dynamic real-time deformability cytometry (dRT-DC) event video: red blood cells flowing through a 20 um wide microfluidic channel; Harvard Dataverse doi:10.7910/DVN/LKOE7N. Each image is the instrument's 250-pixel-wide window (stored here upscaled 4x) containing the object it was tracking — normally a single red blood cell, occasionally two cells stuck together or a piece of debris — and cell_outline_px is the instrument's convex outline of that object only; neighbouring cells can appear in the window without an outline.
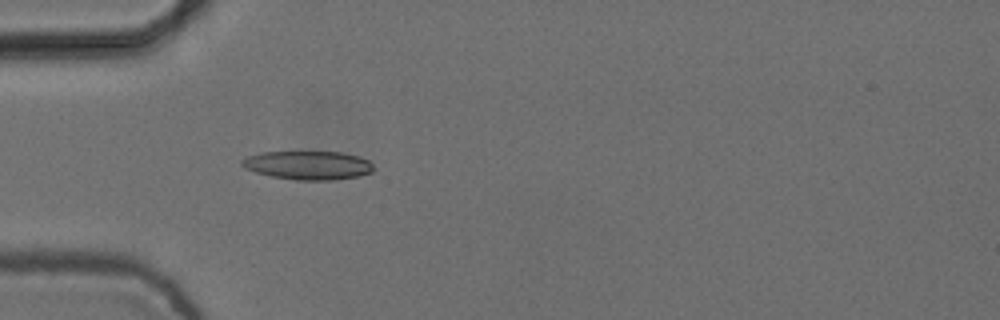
{"species": "common noctule bat (a hibernating species)", "species_latin": "Nyctalus noctula", "temperature_condition": "cold", "stored_images_in_passage": 4, "camera_frame_rate_fps": 3000, "um_per_image_px": 0.085, "animal": {"sex": "female", "body_mass_g": 24.6, "forearm_length_mm": 56.2}, "frame": {"image": 1, "passage_image": 4, "time_ms": 1.0, "image_size_px": [1000, 320], "cell_outline_px": [[372, 172], [356, 176], [332, 180], [296, 180], [272, 176], [256, 172], [244, 168], [240, 164], [240, 160], [248, 156], [260, 152], [344, 152], [360, 156], [368, 160], [372, 164]], "centroid_in_image_um": [26.16, 14.04], "position_along_channel_um": 58.8, "area_um2": 21.96}}